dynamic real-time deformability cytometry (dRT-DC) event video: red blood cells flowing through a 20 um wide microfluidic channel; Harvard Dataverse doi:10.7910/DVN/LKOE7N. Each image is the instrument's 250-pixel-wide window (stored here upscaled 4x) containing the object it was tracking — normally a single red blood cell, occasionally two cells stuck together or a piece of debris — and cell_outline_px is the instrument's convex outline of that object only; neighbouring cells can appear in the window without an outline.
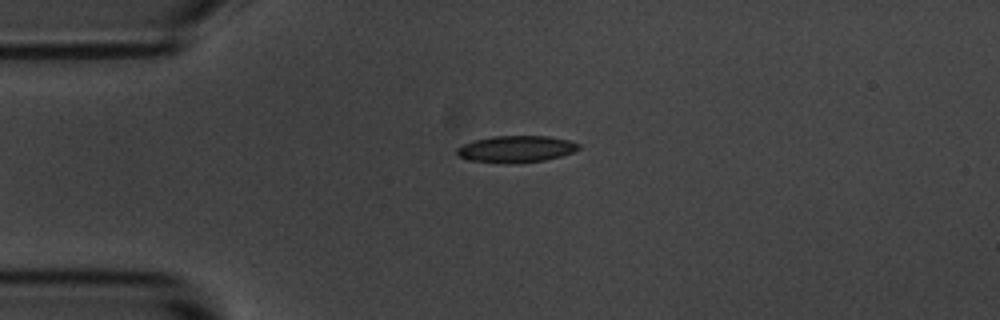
{"species": "common noctule bat (a hibernating species)", "species_latin": "Nyctalus noctula", "temperature_condition": "room temperature", "stored_images_in_passage": 12, "camera_frame_rate_fps": 3000, "um_per_image_px": 0.085, "animal": {"sex": "male", "body_mass_g": 20.1, "forearm_length_mm": 53.5}, "frame": {"image": 1, "passage_image": 1, "time_ms": 0.0, "image_size_px": [1000, 320], "cell_outline_px": [[580, 148], [572, 152], [560, 156], [544, 160], [512, 164], [468, 160], [460, 156], [456, 152], [456, 148], [472, 140], [492, 136], [548, 136], [568, 140], [580, 144]], "centroid_in_image_um": [43.85, 12.66], "position_along_channel_um": 41.2, "area_um2": 18.96}}
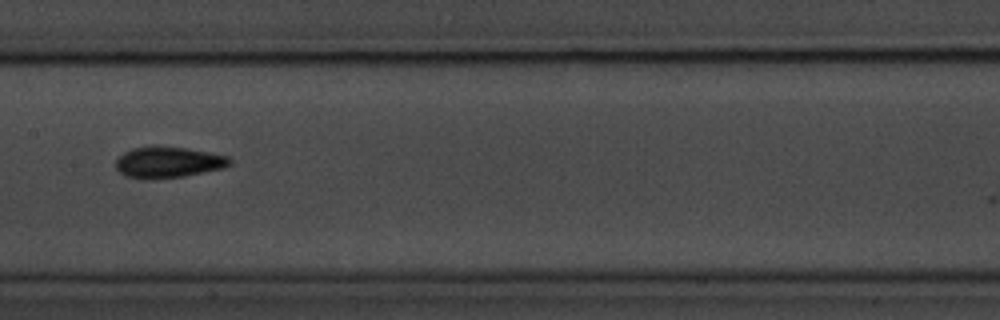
{"frame": {"image": 2, "passage_image": 5, "time_ms": 4.667, "image_size_px": [1000, 320], "cell_outline_px": [[232, 164], [224, 168], [184, 176], [152, 180], [144, 180], [124, 176], [116, 168], [116, 160], [124, 152], [132, 148], [184, 148], [208, 152], [228, 156], [232, 160]], "centroid_in_image_um": [14.31, 13.84], "position_along_channel_um": 193.1, "area_um2": 20.4}}
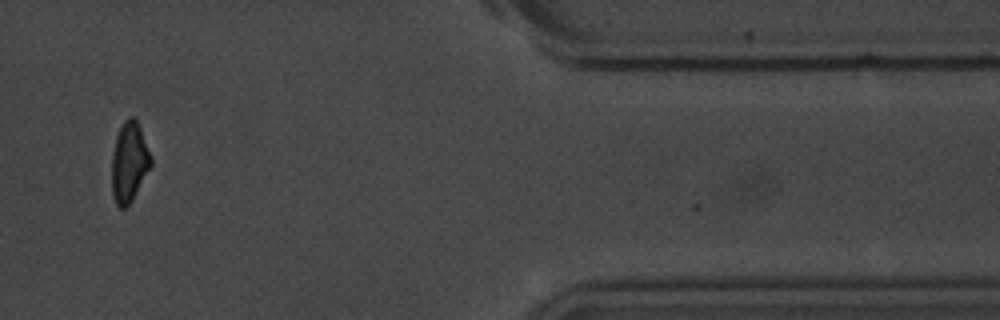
{"frame": {"image": 3, "passage_image": 10, "time_ms": 11.333, "image_size_px": [1000, 320], "cell_outline_px": [[152, 164], [128, 208], [120, 208], [116, 204], [112, 196], [112, 156], [116, 136], [124, 120], [128, 116], [132, 116], [136, 120], [140, 128], [152, 156]], "centroid_in_image_um": [10.98, 13.81], "position_along_channel_um": 400.4, "area_um2": 18.32}, "authors_computed_cell_mechanics": {"area_um2": 18.9584, "velocity_mm_per_s": 3.7025, "shape_relaxation_time_tau1_ms": 1.6215, "shape_relaxation_time_tau2_ms": null, "deformation_change_tau1": 0.0909, "deformation_change_tau2": null}}